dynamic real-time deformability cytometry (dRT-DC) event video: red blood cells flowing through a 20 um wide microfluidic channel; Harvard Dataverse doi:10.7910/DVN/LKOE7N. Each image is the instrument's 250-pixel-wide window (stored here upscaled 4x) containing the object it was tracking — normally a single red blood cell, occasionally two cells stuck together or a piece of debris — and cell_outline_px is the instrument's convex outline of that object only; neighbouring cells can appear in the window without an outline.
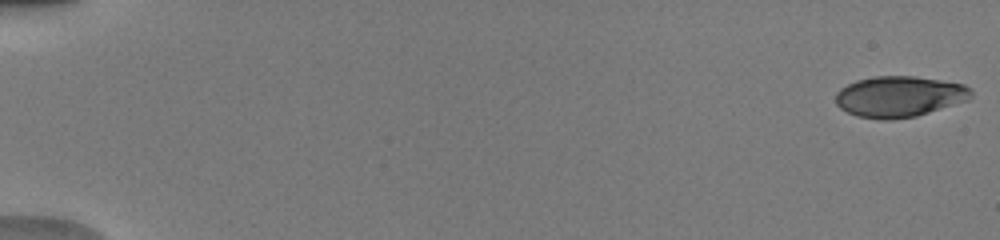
{"species": "human", "species_latin": "Homo sapiens", "temperature_condition": "warm", "stored_images_in_passage": 51, "camera_frame_rate_fps": 3000, "um_per_image_px": 0.085, "donor": {"sex": "male"}, "frame": {"image": 1, "passage_image": 1, "time_ms": 0.0, "image_size_px": [1000, 240], "cell_outline_px": [[972, 96], [968, 100], [916, 116], [892, 120], [880, 120], [856, 116], [840, 108], [836, 104], [836, 92], [840, 88], [856, 80], [876, 76], [916, 76], [964, 84], [972, 92]], "centroid_in_image_um": [76.42, 8.21], "position_along_channel_um": 8.6, "area_um2": 32.37}}
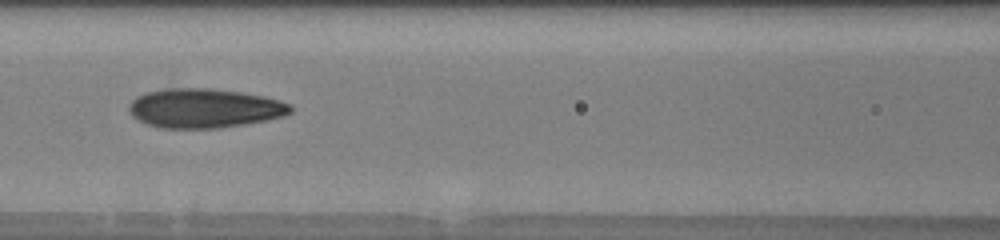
{"frame": {"image": 2, "passage_image": 25, "time_ms": 8.0, "image_size_px": [1000, 240], "cell_outline_px": [[292, 112], [284, 116], [268, 120], [220, 128], [160, 128], [148, 124], [132, 116], [128, 108], [128, 104], [136, 96], [148, 92], [164, 88], [208, 88], [240, 92], [264, 96], [280, 100], [292, 104]], "centroid_in_image_um": [17.39, 9.2], "position_along_channel_um": 149.2, "area_um2": 37.17}}
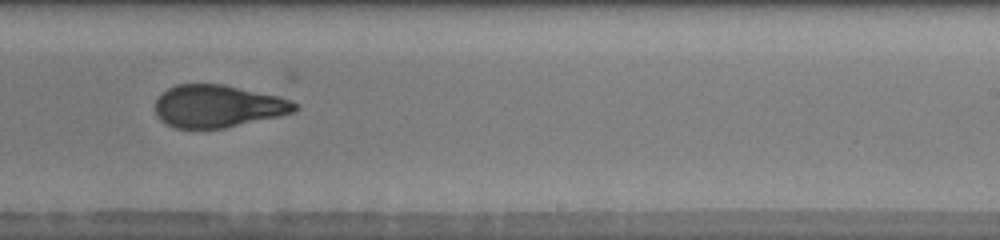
{"frame": {"image": 3, "passage_image": 34, "time_ms": 11.0, "image_size_px": [1000, 240], "cell_outline_px": [[300, 108], [296, 112], [280, 116], [224, 128], [172, 128], [160, 120], [156, 116], [156, 100], [168, 88], [176, 84], [224, 84], [280, 96], [292, 100]], "centroid_in_image_um": [18.55, 9.02], "position_along_channel_um": 270.4, "area_um2": 34.8}, "authors_computed_cell_mechanics": {"area_um2": 34.5644, "velocity_mm_per_s": 4.0487, "shape_relaxation_time_tau1_ms": 10.5639, "shape_relaxation_time_tau2_ms": null, "deformation_change_tau1": 0.2758, "deformation_change_tau2": null}}